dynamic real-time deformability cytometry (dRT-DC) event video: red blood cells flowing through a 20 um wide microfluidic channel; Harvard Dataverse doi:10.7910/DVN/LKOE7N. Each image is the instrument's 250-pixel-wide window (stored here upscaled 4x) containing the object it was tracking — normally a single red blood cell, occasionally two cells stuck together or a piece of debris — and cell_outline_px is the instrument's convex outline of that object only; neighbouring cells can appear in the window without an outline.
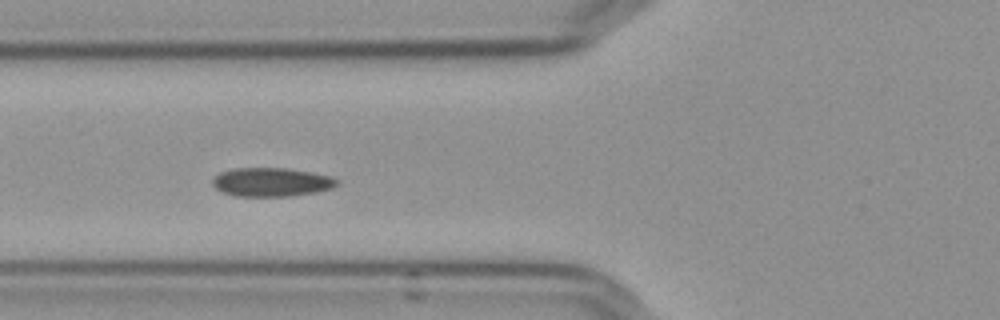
{"species": "Egyptian fruit bat (a non-hibernating species)", "species_latin": "Rousettus aegyptiacus", "temperature_condition": "cold", "stored_images_in_passage": 41, "camera_frame_rate_fps": 3000, "um_per_image_px": 0.085, "frame": {"image": 1, "passage_image": 18, "time_ms": 5.667, "image_size_px": [1000, 320], "cell_outline_px": [[336, 184], [332, 188], [316, 192], [292, 196], [236, 196], [220, 192], [212, 184], [212, 180], [220, 172], [236, 168], [284, 168], [308, 172], [328, 176], [336, 180]], "centroid_in_image_um": [23.0, 15.49], "position_along_channel_um": 102.8, "area_um2": 20.58}}